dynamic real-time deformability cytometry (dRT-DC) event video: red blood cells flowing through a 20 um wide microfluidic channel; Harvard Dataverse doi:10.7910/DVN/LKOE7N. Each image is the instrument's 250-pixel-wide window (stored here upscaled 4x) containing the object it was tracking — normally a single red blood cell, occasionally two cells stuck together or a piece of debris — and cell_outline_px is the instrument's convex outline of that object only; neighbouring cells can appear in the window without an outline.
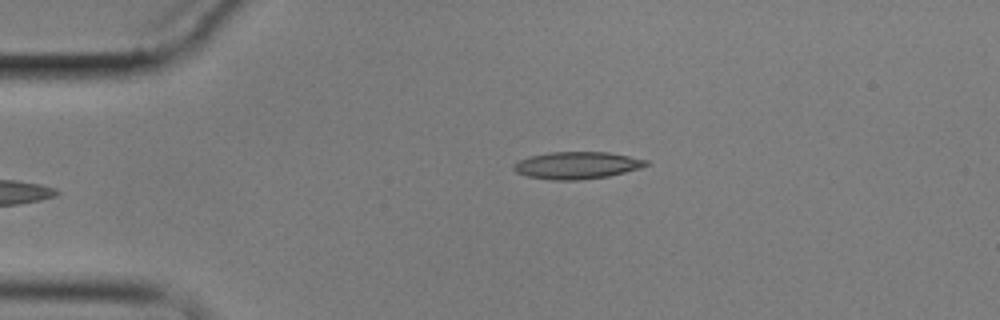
{"species": "common noctule bat (a hibernating species)", "species_latin": "Nyctalus noctula", "temperature_condition": "cold", "stored_images_in_passage": 6, "camera_frame_rate_fps": 3000, "um_per_image_px": 0.085, "animal": {"sex": "male", "body_mass_g": 17.9}, "frame": {"image": 1, "passage_image": 6, "time_ms": 5.667, "image_size_px": [1000, 320], "cell_outline_px": [[648, 164], [640, 168], [608, 176], [580, 180], [552, 180], [528, 176], [516, 172], [512, 168], [512, 164], [528, 156], [548, 152], [608, 152], [648, 160]], "centroid_in_image_um": [49.0, 14.05], "position_along_channel_um": 36.0, "area_um2": 20.92}}